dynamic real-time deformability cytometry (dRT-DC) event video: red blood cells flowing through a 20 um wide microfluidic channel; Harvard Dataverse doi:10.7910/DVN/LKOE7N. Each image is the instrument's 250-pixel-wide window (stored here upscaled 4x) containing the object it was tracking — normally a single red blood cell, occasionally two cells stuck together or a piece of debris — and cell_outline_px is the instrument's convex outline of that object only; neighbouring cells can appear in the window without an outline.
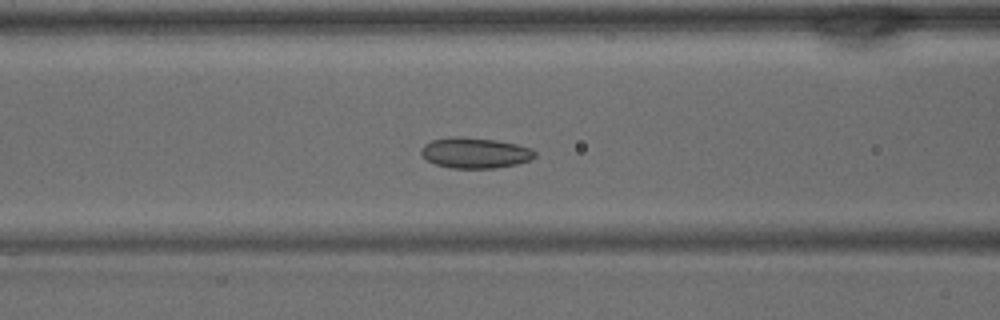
{"species": "common noctule bat (a hibernating species)", "species_latin": "Nyctalus noctula", "temperature_condition": "warm", "stored_images_in_passage": 40, "camera_frame_rate_fps": 3000, "um_per_image_px": 0.085, "animal": {"sex": "male", "body_mass_g": 15.6}, "frame": {"image": 1, "passage_image": 16, "time_ms": 5.0, "image_size_px": [1000, 320], "cell_outline_px": [[536, 156], [532, 160], [516, 164], [496, 168], [452, 168], [436, 164], [428, 160], [420, 152], [420, 148], [424, 144], [432, 140], [448, 136], [460, 136], [496, 140], [516, 144], [532, 148], [536, 152]], "centroid_in_image_um": [40.39, 12.98], "position_along_channel_um": 126.2, "area_um2": 20.46}}
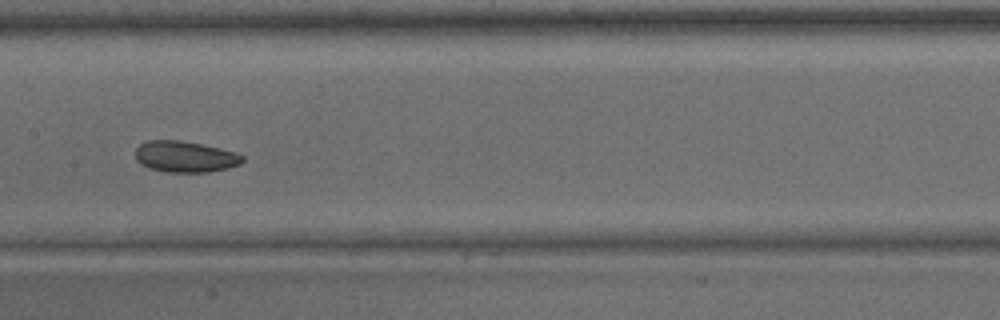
{"frame": {"image": 2, "passage_image": 20, "time_ms": 6.333, "image_size_px": [1000, 320], "cell_outline_px": [[244, 160], [240, 164], [228, 168], [208, 172], [168, 172], [148, 168], [140, 164], [136, 160], [136, 148], [140, 144], [148, 140], [180, 140], [220, 148], [236, 152], [244, 156]], "centroid_in_image_um": [15.73, 13.32], "position_along_channel_um": 191.7, "area_um2": 19.54}}
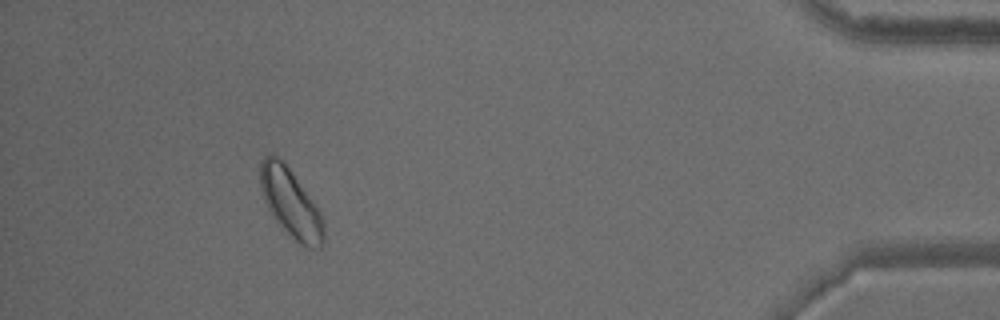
{"frame": {"image": 3, "passage_image": 37, "time_ms": 12.0, "image_size_px": [1000, 320], "cell_outline_px": [[324, 244], [320, 248], [308, 248], [300, 244], [272, 216], [264, 200], [260, 188], [260, 160], [268, 152], [272, 152], [284, 160], [316, 204], [324, 220]], "centroid_in_image_um": [24.71, 17.19], "position_along_channel_um": 410.5, "area_um2": 25.72}}